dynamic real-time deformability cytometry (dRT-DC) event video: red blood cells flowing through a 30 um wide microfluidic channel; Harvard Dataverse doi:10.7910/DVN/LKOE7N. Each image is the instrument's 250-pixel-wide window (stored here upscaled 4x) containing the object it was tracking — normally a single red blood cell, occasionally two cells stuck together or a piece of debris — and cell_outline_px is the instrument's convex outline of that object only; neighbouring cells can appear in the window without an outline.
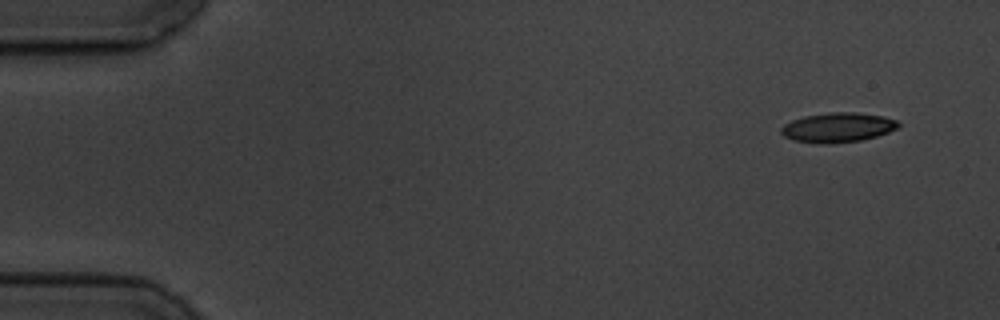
{"species": "common noctule bat (a hibernating species)", "species_latin": "Nyctalus noctula", "temperature_condition": "cold", "stored_images_in_passage": 6, "camera_frame_rate_fps": 3000, "um_per_image_px": 0.085, "animal": {"sex": "male", "body_mass_g": 19.5, "forearm_length_mm": 54.6}, "frame": {"image": 1, "passage_image": 1, "time_ms": 0.0, "image_size_px": [1000, 320], "cell_outline_px": [[900, 124], [896, 128], [888, 132], [876, 136], [860, 140], [832, 144], [816, 144], [792, 140], [784, 136], [780, 132], [780, 128], [784, 124], [792, 120], [804, 116], [828, 112], [856, 112], [884, 116], [896, 120]], "centroid_in_image_um": [71.17, 10.84], "position_along_channel_um": 13.8, "area_um2": 20.4}}
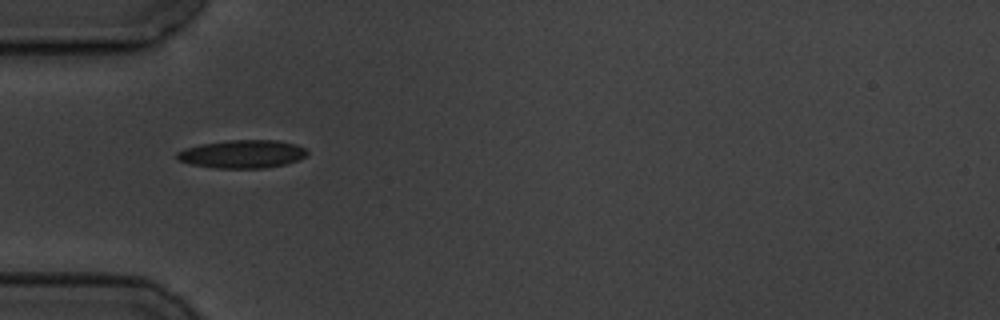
{"frame": {"image": 2, "passage_image": 5, "time_ms": 4.667, "image_size_px": [1000, 320], "cell_outline_px": [[308, 152], [300, 160], [284, 164], [264, 168], [216, 168], [192, 164], [180, 160], [176, 156], [176, 152], [184, 148], [200, 144], [228, 140], [276, 140], [296, 144], [304, 148]], "centroid_in_image_um": [20.59, 13.08], "position_along_channel_um": 64.4, "area_um2": 21.27}}
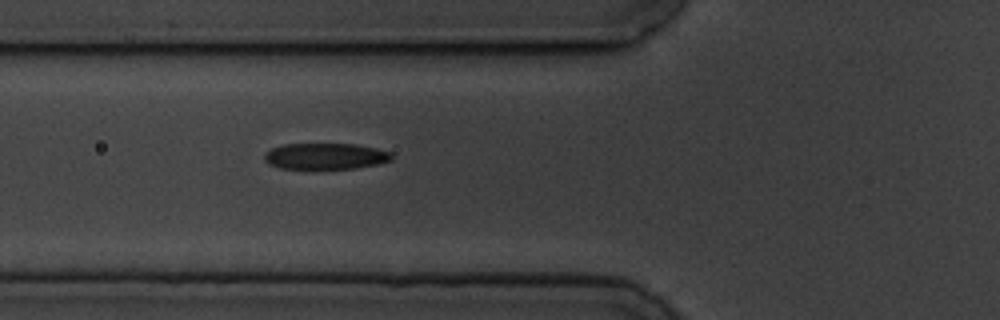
{"frame": {"image": 3, "passage_image": 6, "time_ms": 5.667, "image_size_px": [1000, 320], "cell_outline_px": [[392, 160], [380, 164], [356, 168], [312, 172], [280, 168], [268, 164], [264, 160], [264, 152], [272, 148], [284, 144], [356, 144], [376, 148], [392, 152]], "centroid_in_image_um": [27.63, 13.33], "position_along_channel_um": 98.2, "area_um2": 20.58}}